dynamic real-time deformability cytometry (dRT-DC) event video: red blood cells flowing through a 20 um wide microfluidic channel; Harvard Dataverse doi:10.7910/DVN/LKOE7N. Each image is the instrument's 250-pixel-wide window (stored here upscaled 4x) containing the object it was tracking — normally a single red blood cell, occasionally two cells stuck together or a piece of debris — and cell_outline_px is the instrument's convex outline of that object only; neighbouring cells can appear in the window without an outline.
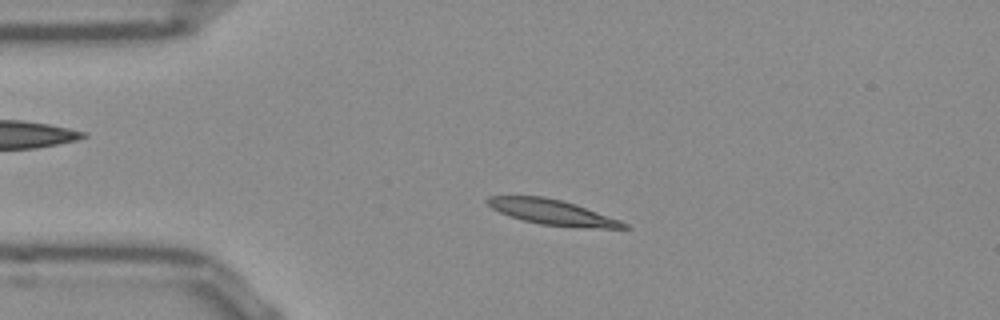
{"species": "Egyptian fruit bat (a non-hibernating species)", "species_latin": "Rousettus aegyptiacus", "temperature_condition": "room temperature", "stored_images_in_passage": 52, "camera_frame_rate_fps": 3000, "um_per_image_px": 0.085, "frame": {"image": 1, "passage_image": 11, "time_ms": 3.333, "image_size_px": [1000, 320], "cell_outline_px": [[632, 228], [588, 228], [540, 224], [508, 216], [492, 208], [484, 200], [488, 196], [544, 196], [564, 200], [576, 204], [620, 220], [628, 224]], "centroid_in_image_um": [46.96, 18.03], "position_along_channel_um": 38.0, "area_um2": 20.11}}
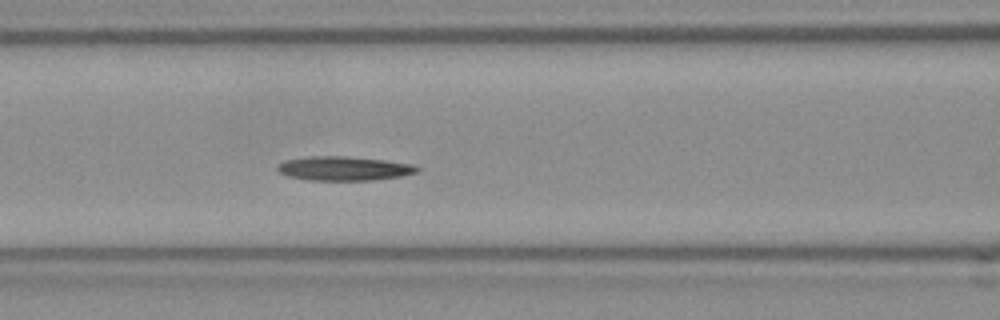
{"frame": {"image": 2, "passage_image": 21, "time_ms": 6.667, "image_size_px": [1000, 320], "cell_outline_px": [[420, 172], [400, 176], [372, 180], [308, 180], [288, 176], [280, 172], [276, 168], [276, 164], [284, 160], [312, 156], [348, 156], [384, 160], [416, 164], [420, 168]], "centroid_in_image_um": [29.26, 14.31], "position_along_channel_um": 137.3, "area_um2": 19.83}}
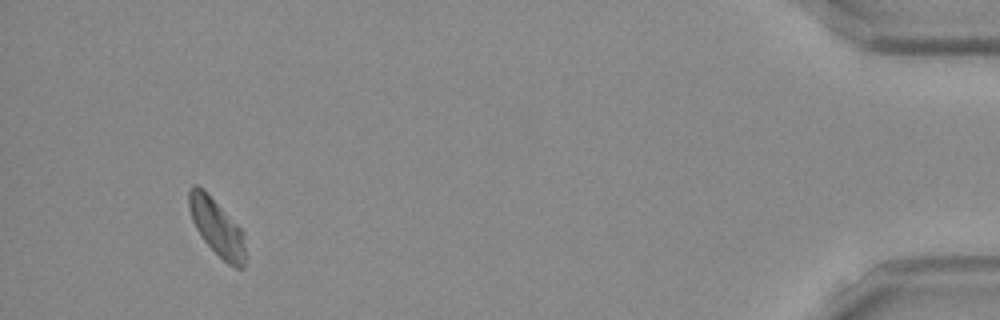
{"frame": {"image": 3, "passage_image": 49, "time_ms": 16.0, "image_size_px": [1000, 320], "cell_outline_px": [[248, 256], [244, 268], [236, 268], [228, 264], [204, 240], [196, 228], [192, 220], [188, 204], [188, 188], [192, 184], [196, 184], [204, 188], [244, 232]], "centroid_in_image_um": [18.47, 19.32], "position_along_channel_um": 416.7, "area_um2": 19.07}}